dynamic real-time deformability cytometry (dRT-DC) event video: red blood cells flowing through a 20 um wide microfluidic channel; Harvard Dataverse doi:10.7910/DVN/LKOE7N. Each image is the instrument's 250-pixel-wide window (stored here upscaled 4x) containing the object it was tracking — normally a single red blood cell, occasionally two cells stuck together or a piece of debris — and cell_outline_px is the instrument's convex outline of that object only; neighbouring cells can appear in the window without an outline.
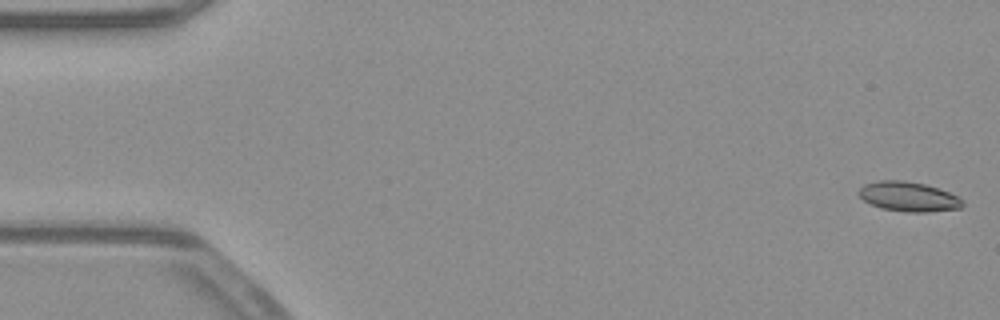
{"species": "common noctule bat (a hibernating species)", "species_latin": "Nyctalus noctula", "temperature_condition": "warm", "stored_images_in_passage": 11, "camera_frame_rate_fps": 3000, "um_per_image_px": 0.085, "animal": {"sex": "male", "body_mass_g": 23.1, "forearm_length_mm": 52.7}, "frame": {"image": 1, "passage_image": 1, "time_ms": 0.0, "image_size_px": [1000, 320], "cell_outline_px": [[964, 204], [960, 208], [928, 212], [904, 212], [880, 208], [864, 200], [856, 192], [864, 184], [880, 180], [904, 180], [924, 184], [948, 192], [964, 200]], "centroid_in_image_um": [77.2, 16.71], "position_along_channel_um": 7.8, "area_um2": 17.92}}